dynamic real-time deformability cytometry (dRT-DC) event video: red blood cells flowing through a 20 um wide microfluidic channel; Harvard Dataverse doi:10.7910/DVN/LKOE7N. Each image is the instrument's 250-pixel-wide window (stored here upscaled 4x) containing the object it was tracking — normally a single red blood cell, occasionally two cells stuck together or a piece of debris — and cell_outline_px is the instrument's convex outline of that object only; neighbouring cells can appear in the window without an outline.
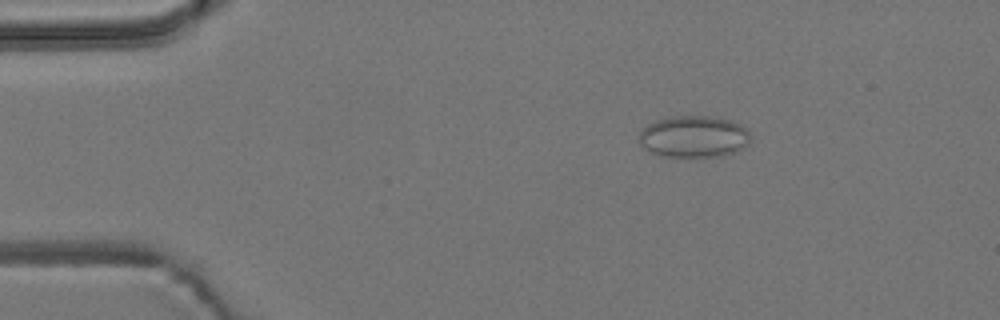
{"species": "common noctule bat (a hibernating species)", "species_latin": "Nyctalus noctula", "temperature_condition": "room temperature", "stored_images_in_passage": 6, "camera_frame_rate_fps": 3000, "um_per_image_px": 0.085, "animal": {"sex": "male", "body_mass_g": 19.2, "forearm_length_mm": 51.8}, "frame": {"image": 1, "passage_image": 3, "time_ms": 0.667, "image_size_px": [1000, 320], "cell_outline_px": [[748, 144], [744, 148], [736, 152], [724, 156], [660, 156], [644, 148], [640, 144], [640, 128], [656, 120], [672, 116], [708, 116], [728, 120], [740, 124], [748, 132]], "centroid_in_image_um": [58.94, 11.61], "position_along_channel_um": 26.1, "area_um2": 26.99}}